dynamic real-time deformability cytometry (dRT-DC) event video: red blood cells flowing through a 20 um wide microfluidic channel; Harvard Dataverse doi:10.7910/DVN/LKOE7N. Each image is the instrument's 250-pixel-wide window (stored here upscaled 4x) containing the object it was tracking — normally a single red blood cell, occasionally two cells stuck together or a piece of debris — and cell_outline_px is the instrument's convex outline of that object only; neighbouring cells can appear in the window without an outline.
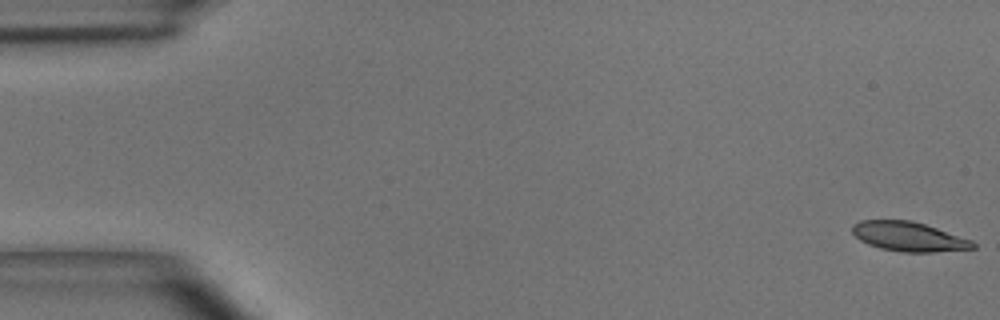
{"species": "common noctule bat (a hibernating species)", "species_latin": "Nyctalus noctula", "temperature_condition": "room temperature", "stored_images_in_passage": 7, "camera_frame_rate_fps": 3000, "um_per_image_px": 0.085, "animal": {"sex": "male", "body_mass_g": 15.6}, "frame": {"image": 1, "passage_image": 1, "time_ms": 0.0, "image_size_px": [1000, 320], "cell_outline_px": [[976, 248], [932, 252], [904, 252], [880, 248], [868, 244], [860, 240], [852, 232], [852, 224], [860, 220], [912, 220], [972, 240], [976, 244]], "centroid_in_image_um": [77.22, 20.1], "position_along_channel_um": 7.8, "area_um2": 20.58}}
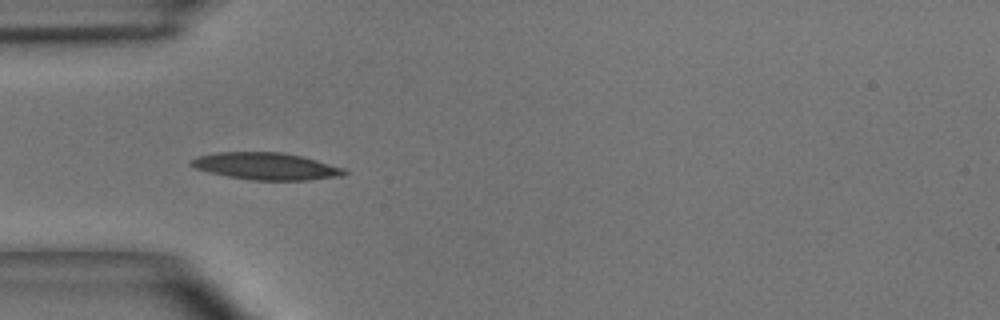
{"frame": {"image": 2, "passage_image": 5, "time_ms": 1.333, "image_size_px": [1000, 320], "cell_outline_px": [[348, 172], [344, 176], [308, 180], [252, 180], [228, 176], [196, 168], [188, 164], [192, 160], [200, 156], [220, 152], [280, 152], [304, 156], [344, 168]], "centroid_in_image_um": [22.7, 14.13], "position_along_channel_um": 62.3, "area_um2": 23.99}}
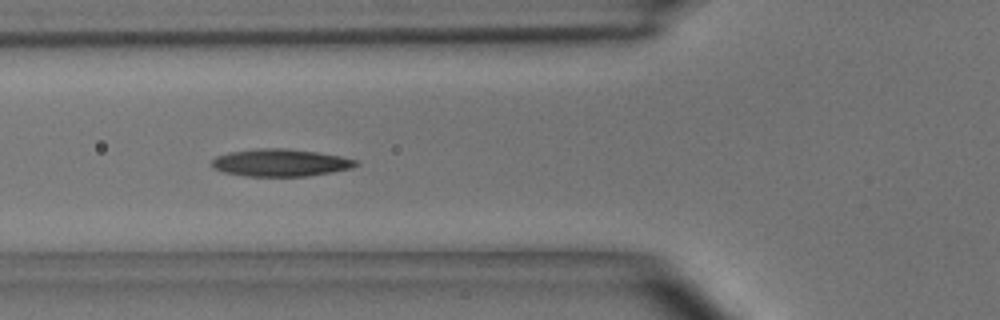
{"frame": {"image": 3, "passage_image": 6, "time_ms": 1.667, "image_size_px": [1000, 320], "cell_outline_px": [[360, 164], [352, 168], [332, 172], [308, 176], [244, 176], [224, 172], [212, 168], [212, 160], [216, 156], [232, 152], [260, 148], [284, 148], [316, 152], [340, 156], [356, 160]], "centroid_in_image_um": [23.85, 13.83], "position_along_channel_um": 102.0, "area_um2": 22.89}}